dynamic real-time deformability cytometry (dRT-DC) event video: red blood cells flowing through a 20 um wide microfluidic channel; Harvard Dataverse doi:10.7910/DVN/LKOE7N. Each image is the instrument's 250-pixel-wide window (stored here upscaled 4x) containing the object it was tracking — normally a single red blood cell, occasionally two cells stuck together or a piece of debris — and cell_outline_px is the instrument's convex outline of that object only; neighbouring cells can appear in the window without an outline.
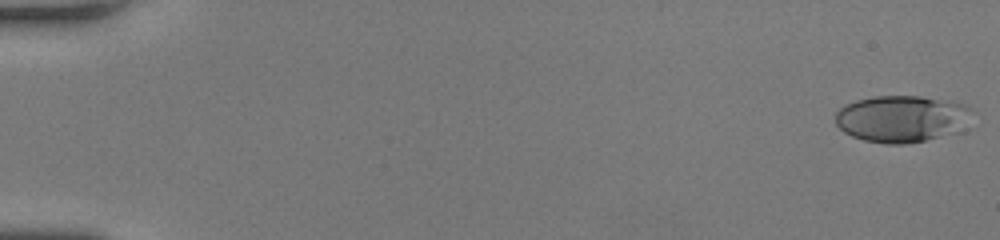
{"species": "human", "species_latin": "Homo sapiens", "temperature_condition": "room temperature", "stored_images_in_passage": 50, "camera_frame_rate_fps": 3000, "um_per_image_px": 0.085, "donor": {"sex": "female"}, "frame": {"image": 1, "passage_image": 1, "time_ms": 0.0, "image_size_px": [1000, 240], "cell_outline_px": [[968, 108], [944, 132], [936, 136], [924, 140], [904, 144], [888, 144], [864, 140], [852, 136], [844, 132], [836, 124], [836, 112], [844, 104], [856, 100], [876, 96], [920, 96], [964, 104]], "centroid_in_image_um": [76.31, 10.06], "position_along_channel_um": 8.7, "area_um2": 34.8}}
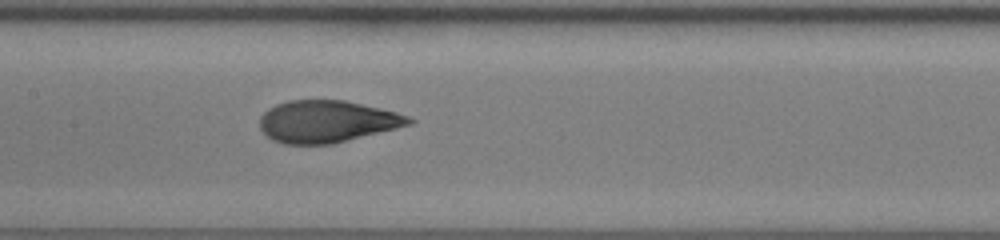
{"frame": {"image": 2, "passage_image": 26, "time_ms": 8.333, "image_size_px": [1000, 240], "cell_outline_px": [[416, 120], [412, 124], [332, 144], [284, 144], [272, 140], [260, 128], [260, 116], [268, 108], [276, 104], [288, 100], [344, 100], [380, 108], [396, 112], [408, 116]], "centroid_in_image_um": [27.78, 10.32], "position_along_channel_um": 179.6, "area_um2": 36.47}}
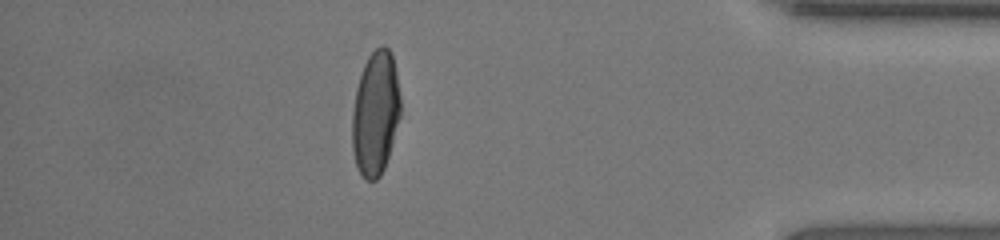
{"frame": {"image": 3, "passage_image": 44, "time_ms": 14.333, "image_size_px": [1000, 240], "cell_outline_px": [[400, 116], [388, 156], [384, 168], [380, 176], [376, 180], [364, 180], [356, 164], [352, 148], [352, 112], [356, 88], [364, 64], [368, 56], [376, 48], [384, 44], [392, 52], [396, 72], [400, 96]], "centroid_in_image_um": [31.91, 9.61], "position_along_channel_um": 403.3, "area_um2": 34.97}, "authors_computed_cell_mechanics": {"area_um2": 36.0094, "velocity_mm_per_s": 4.3217, "shape_relaxation_time_tau1_ms": 4.9715, "shape_relaxation_time_tau2_ms": 0.8244, "deformation_change_tau1": 0.2312, "deformation_change_tau2": 0.074}}